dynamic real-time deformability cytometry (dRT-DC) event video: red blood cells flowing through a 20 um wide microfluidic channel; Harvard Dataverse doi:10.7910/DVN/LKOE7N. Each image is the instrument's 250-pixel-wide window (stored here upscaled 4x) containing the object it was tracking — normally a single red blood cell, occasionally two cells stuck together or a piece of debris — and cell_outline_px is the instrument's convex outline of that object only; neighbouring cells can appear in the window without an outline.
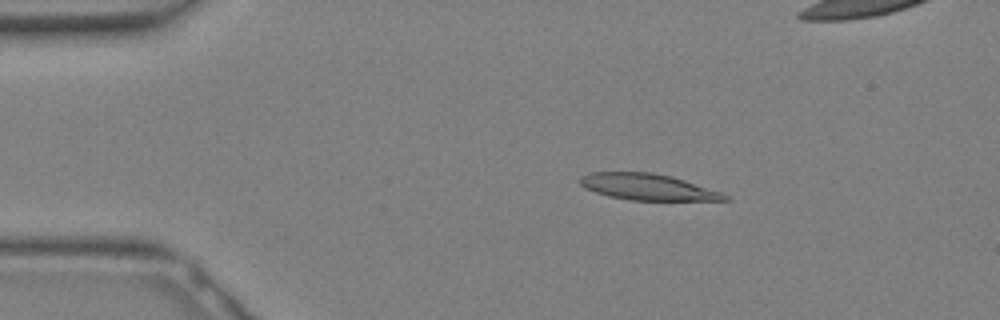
{"species": "Egyptian fruit bat (a non-hibernating species)", "species_latin": "Rousettus aegyptiacus", "temperature_condition": "warm", "stored_images_in_passage": 32, "camera_frame_rate_fps": 3000, "um_per_image_px": 0.085, "animal": {"sex": "female"}, "frame": {"image": 1, "passage_image": 6, "time_ms": 1.667, "image_size_px": [1000, 320], "cell_outline_px": [[732, 200], [628, 200], [608, 196], [584, 188], [580, 184], [580, 176], [588, 172], [652, 172], [672, 176], [720, 192], [728, 196]], "centroid_in_image_um": [55.0, 15.88], "position_along_channel_um": 30.0, "area_um2": 22.08}}
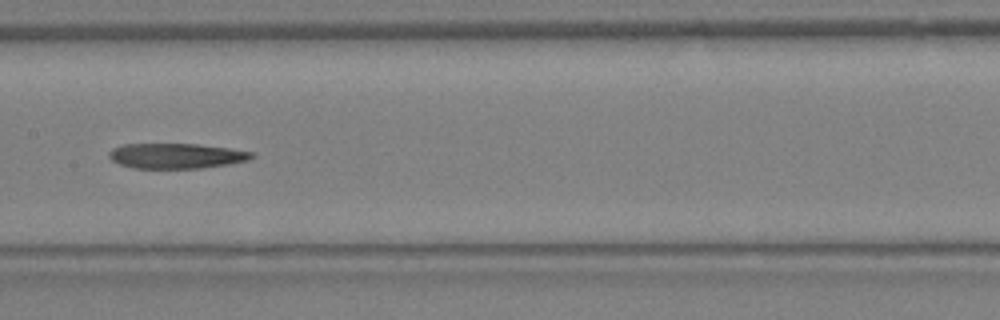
{"frame": {"image": 2, "passage_image": 16, "time_ms": 5.0, "image_size_px": [1000, 320], "cell_outline_px": [[256, 156], [248, 160], [228, 164], [200, 168], [132, 168], [120, 164], [112, 160], [108, 156], [108, 152], [112, 148], [124, 144], [196, 144], [228, 148], [256, 152]], "centroid_in_image_um": [14.99, 13.24], "position_along_channel_um": 192.4, "area_um2": 20.98}}
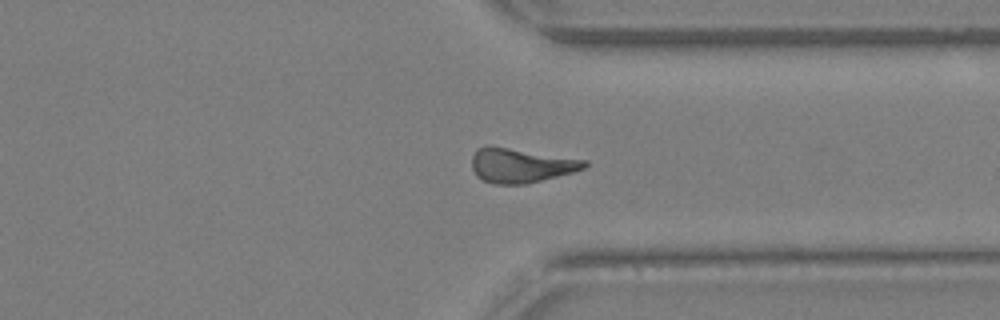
{"frame": {"image": 3, "passage_image": 24, "time_ms": 7.667, "image_size_px": [1000, 320], "cell_outline_px": [[588, 164], [584, 168], [572, 172], [528, 184], [492, 184], [476, 176], [472, 168], [472, 156], [476, 148], [508, 148], [588, 160]], "centroid_in_image_um": [44.28, 14.09], "position_along_channel_um": 367.1, "area_um2": 22.14}}